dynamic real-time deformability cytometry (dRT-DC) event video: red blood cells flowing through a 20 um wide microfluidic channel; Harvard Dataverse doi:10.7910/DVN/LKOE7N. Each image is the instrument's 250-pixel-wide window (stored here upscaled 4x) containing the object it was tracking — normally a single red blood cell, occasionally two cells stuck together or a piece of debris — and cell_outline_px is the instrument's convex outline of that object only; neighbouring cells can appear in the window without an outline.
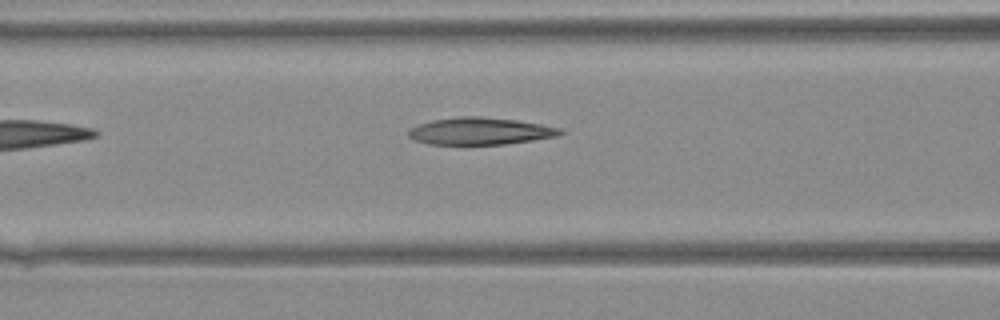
{"species": "Egyptian fruit bat (a non-hibernating species)", "species_latin": "Rousettus aegyptiacus", "temperature_condition": "warm", "stored_images_in_passage": 19, "camera_frame_rate_fps": 3000, "um_per_image_px": 0.085, "animal": {"sex": "female"}, "frame": {"image": 1, "passage_image": 6, "time_ms": 1.667, "image_size_px": [1000, 320], "cell_outline_px": [[564, 132], [560, 136], [504, 144], [428, 144], [416, 140], [408, 136], [408, 132], [412, 128], [420, 124], [432, 120], [460, 116], [480, 116], [516, 120], [540, 124], [560, 128]], "centroid_in_image_um": [40.84, 11.14], "position_along_channel_um": 125.8, "area_um2": 23.81}}
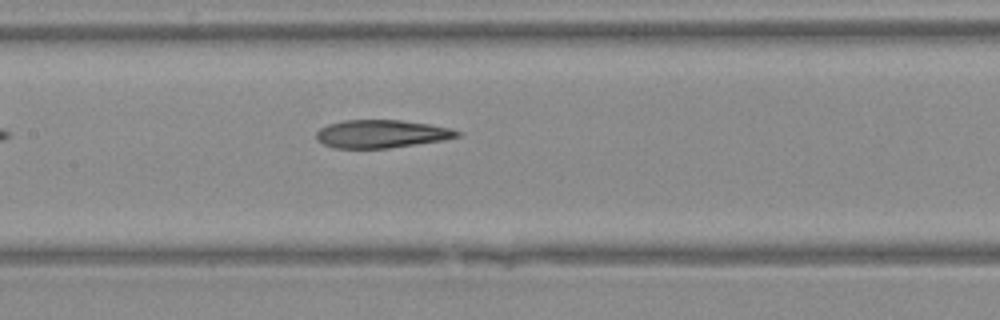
{"frame": {"image": 2, "passage_image": 9, "time_ms": 2.667, "image_size_px": [1000, 320], "cell_outline_px": [[464, 136], [444, 140], [388, 148], [332, 148], [316, 140], [316, 132], [320, 128], [328, 124], [344, 120], [400, 120], [432, 124], [452, 128], [464, 132]], "centroid_in_image_um": [32.49, 11.37], "position_along_channel_um": 174.9, "area_um2": 23.35}}
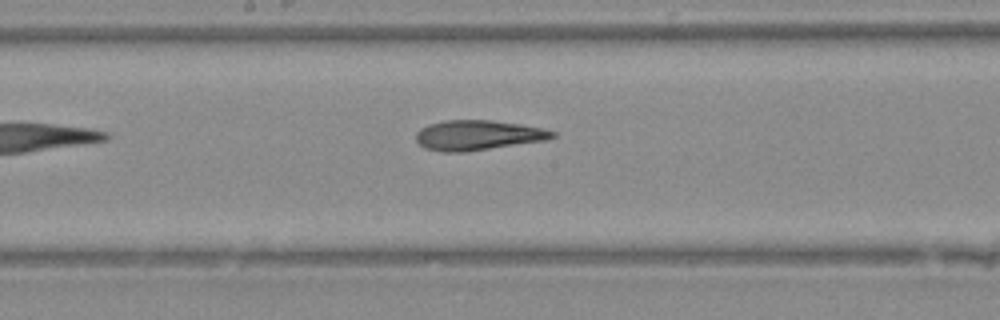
{"frame": {"image": 3, "passage_image": 11, "time_ms": 3.333, "image_size_px": [1000, 320], "cell_outline_px": [[556, 136], [544, 140], [464, 152], [444, 152], [424, 148], [416, 140], [416, 132], [420, 128], [428, 124], [444, 120], [492, 120], [520, 124], [540, 128], [556, 132]], "centroid_in_image_um": [40.56, 11.48], "position_along_channel_um": 207.6, "area_um2": 23.64}}